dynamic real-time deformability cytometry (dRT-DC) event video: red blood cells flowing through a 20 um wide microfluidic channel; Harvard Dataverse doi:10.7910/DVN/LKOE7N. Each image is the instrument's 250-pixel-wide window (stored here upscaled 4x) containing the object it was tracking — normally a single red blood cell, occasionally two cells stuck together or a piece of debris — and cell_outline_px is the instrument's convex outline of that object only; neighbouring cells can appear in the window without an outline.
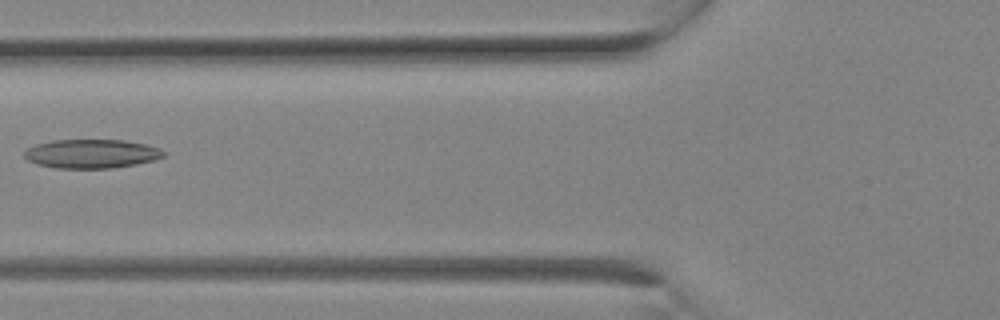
{"species": "Egyptian fruit bat (a non-hibernating species)", "species_latin": "Rousettus aegyptiacus", "temperature_condition": "room temperature", "stored_images_in_passage": 14, "camera_frame_rate_fps": 3000, "um_per_image_px": 0.085, "animal": {"sex": "female"}, "frame": {"image": 1, "passage_image": 10, "time_ms": 3.0, "image_size_px": [1000, 320], "cell_outline_px": [[164, 156], [156, 160], [136, 164], [112, 168], [56, 168], [36, 164], [28, 160], [24, 156], [24, 152], [28, 148], [36, 144], [52, 140], [124, 140], [144, 144], [160, 148], [164, 152]], "centroid_in_image_um": [7.77, 13.07], "position_along_channel_um": 118.0, "area_um2": 23.47}}
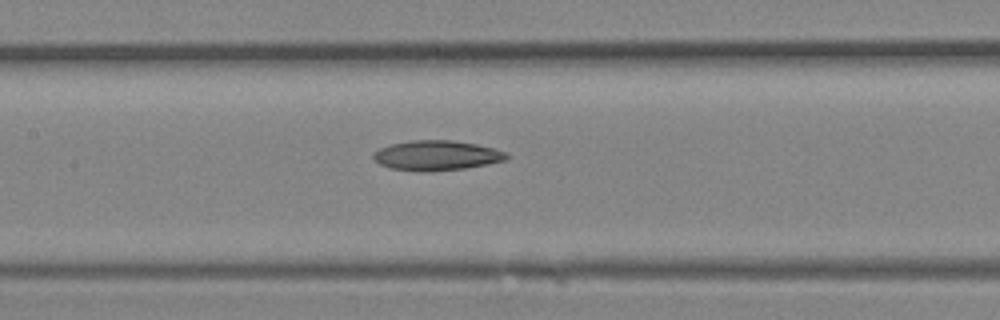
{"frame": {"image": 2, "passage_image": 12, "time_ms": 3.667, "image_size_px": [1000, 320], "cell_outline_px": [[508, 156], [504, 160], [488, 164], [464, 168], [424, 172], [388, 168], [380, 164], [372, 156], [372, 152], [388, 144], [412, 140], [448, 140], [476, 144], [508, 152]], "centroid_in_image_um": [37.06, 13.21], "position_along_channel_um": 170.3, "area_um2": 23.18}}
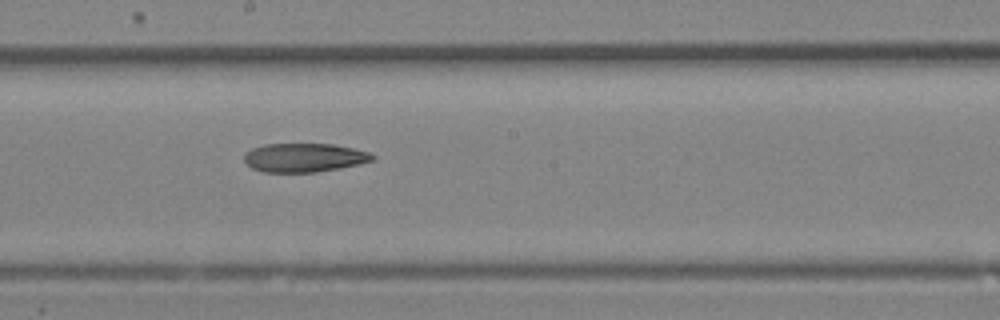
{"frame": {"image": 3, "passage_image": 14, "time_ms": 4.333, "image_size_px": [1000, 320], "cell_outline_px": [[376, 160], [360, 164], [340, 168], [316, 172], [264, 172], [252, 168], [244, 160], [244, 152], [252, 148], [264, 144], [332, 144], [352, 148], [368, 152], [376, 156]], "centroid_in_image_um": [25.87, 13.4], "position_along_channel_um": 222.3, "area_um2": 21.62}}